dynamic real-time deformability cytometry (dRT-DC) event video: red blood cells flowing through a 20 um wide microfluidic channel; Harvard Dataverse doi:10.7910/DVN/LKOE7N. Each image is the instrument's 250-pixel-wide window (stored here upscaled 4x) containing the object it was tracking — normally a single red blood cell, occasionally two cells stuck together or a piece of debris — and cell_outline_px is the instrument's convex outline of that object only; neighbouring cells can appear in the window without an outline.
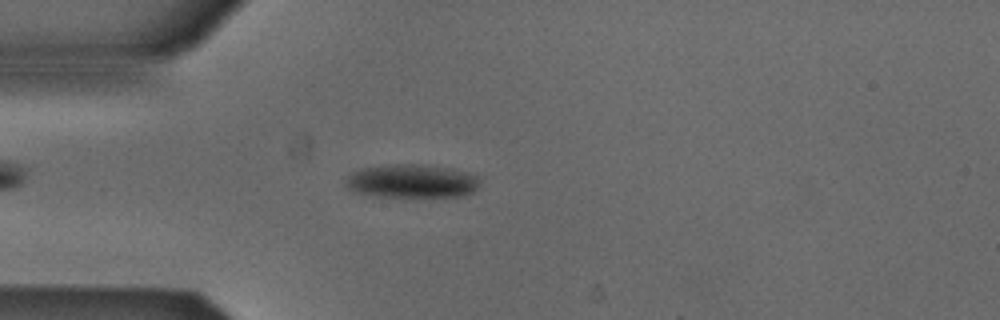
{"species": "Egyptian fruit bat (a non-hibernating species)", "species_latin": "Rousettus aegyptiacus", "temperature_condition": "cold", "stored_images_in_passage": 50, "camera_frame_rate_fps": 3000, "um_per_image_px": 0.085, "animal": {"sex": "male"}, "frame": {"image": 1, "passage_image": 12, "time_ms": 3.667, "image_size_px": [1000, 320], "cell_outline_px": [[480, 184], [468, 196], [376, 196], [356, 192], [348, 188], [344, 184], [344, 180], [352, 172], [360, 168], [392, 164], [424, 164], [448, 168], [468, 172], [476, 176], [480, 180]], "centroid_in_image_um": [35.0, 15.38], "position_along_channel_um": 50.0, "area_um2": 26.3}}
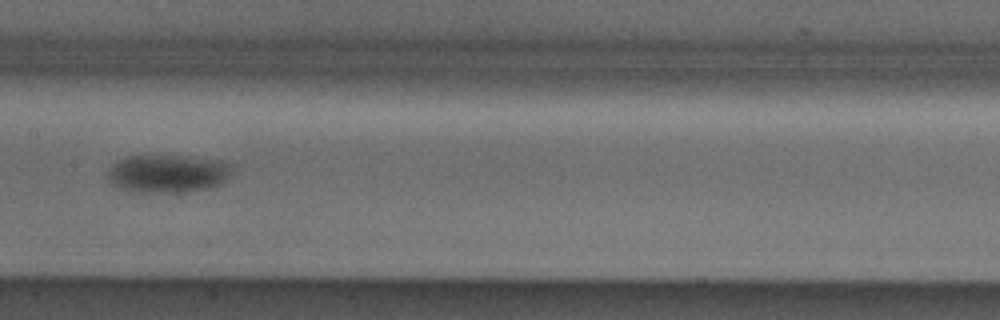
{"frame": {"image": 2, "passage_image": 24, "time_ms": 7.667, "image_size_px": [1000, 320], "cell_outline_px": [[228, 176], [220, 184], [208, 188], [176, 192], [132, 192], [112, 184], [108, 180], [104, 172], [112, 164], [128, 156], [180, 156], [220, 160], [228, 164]], "centroid_in_image_um": [14.14, 14.76], "position_along_channel_um": 193.3, "area_um2": 27.17}}
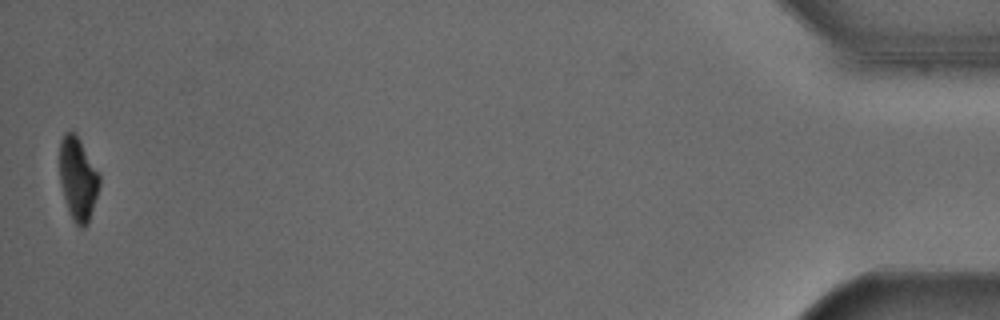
{"frame": {"image": 3, "passage_image": 50, "time_ms": 16.333, "image_size_px": [1000, 320], "cell_outline_px": [[100, 184], [88, 224], [84, 228], [80, 228], [72, 220], [68, 212], [60, 180], [60, 140], [64, 132], [72, 132], [80, 140], [100, 176]], "centroid_in_image_um": [6.62, 15.24], "position_along_channel_um": 428.6, "area_um2": 19.07}, "authors_computed_cell_mechanics": {"area_um2": 24.7673, "velocity_mm_per_s": 3.8541, "shape_relaxation_time_tau1_ms": 2.3008, "shape_relaxation_time_tau2_ms": null, "deformation_change_tau1": 0.0853, "deformation_change_tau2": null}}